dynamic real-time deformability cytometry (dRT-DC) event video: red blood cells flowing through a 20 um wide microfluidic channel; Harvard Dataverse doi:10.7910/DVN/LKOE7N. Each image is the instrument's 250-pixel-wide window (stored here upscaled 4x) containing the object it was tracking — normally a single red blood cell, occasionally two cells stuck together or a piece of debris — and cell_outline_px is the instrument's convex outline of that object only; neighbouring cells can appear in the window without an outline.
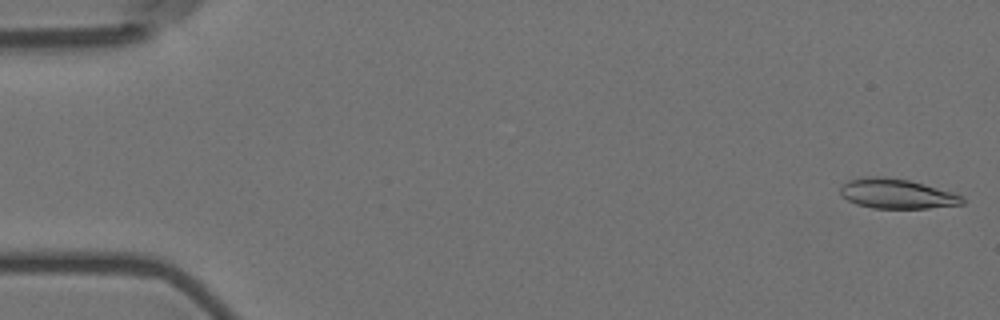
{"species": "Egyptian fruit bat (a non-hibernating species)", "species_latin": "Rousettus aegyptiacus", "temperature_condition": "room temperature", "stored_images_in_passage": 56, "camera_frame_rate_fps": 3000, "um_per_image_px": 0.085, "animal": {"sex": "female"}, "frame": {"image": 1, "passage_image": 1, "time_ms": 0.0, "image_size_px": [1000, 320], "cell_outline_px": [[964, 204], [928, 208], [872, 208], [856, 204], [840, 196], [840, 184], [848, 180], [860, 176], [884, 176], [908, 180], [924, 184], [952, 192], [964, 196]], "centroid_in_image_um": [76.17, 16.45], "position_along_channel_um": 8.8, "area_um2": 21.44}}
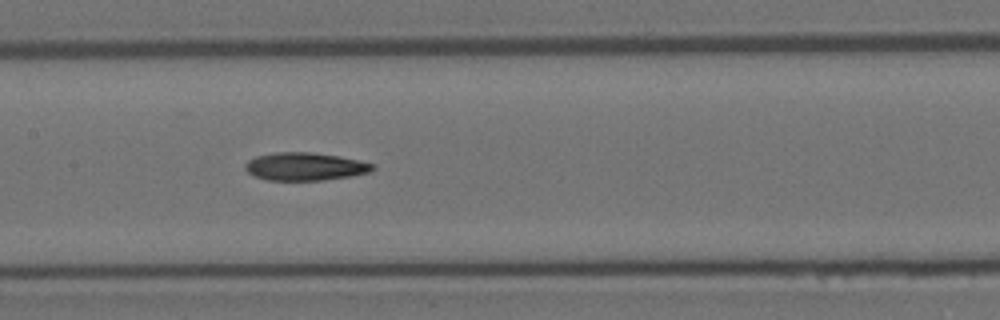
{"frame": {"image": 2, "passage_image": 27, "time_ms": 8.667, "image_size_px": [1000, 320], "cell_outline_px": [[376, 168], [368, 172], [352, 176], [324, 180], [268, 180], [252, 176], [244, 168], [244, 164], [248, 160], [256, 156], [276, 152], [312, 152], [360, 160], [376, 164]], "centroid_in_image_um": [25.92, 14.15], "position_along_channel_um": 181.5, "area_um2": 20.87}}
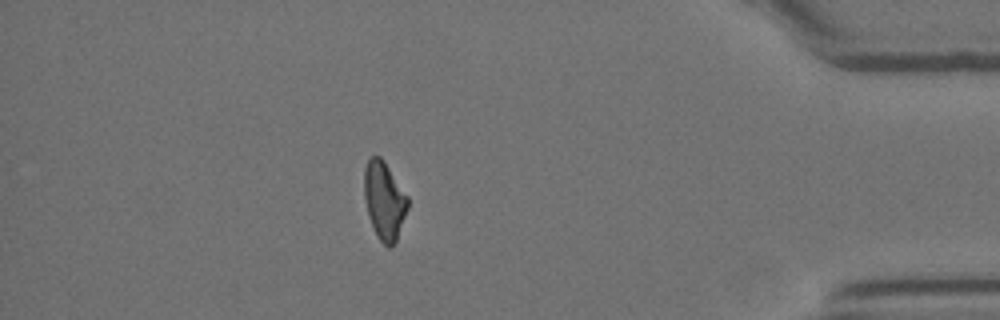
{"frame": {"image": 3, "passage_image": 49, "time_ms": 16.0, "image_size_px": [1000, 320], "cell_outline_px": [[408, 208], [396, 240], [388, 248], [380, 240], [368, 216], [364, 196], [364, 168], [368, 160], [372, 156], [380, 156], [384, 160], [408, 196]], "centroid_in_image_um": [32.66, 17.0], "position_along_channel_um": 402.5, "area_um2": 19.59}, "authors_computed_cell_mechanics": {"area_um2": 20.8658, "velocity_mm_per_s": 3.5885, "shape_relaxation_time_tau1_ms": 8.0767, "shape_relaxation_time_tau2_ms": 7.1646, "deformation_change_tau1": 0.2026, "deformation_change_tau2": 0.1769}}